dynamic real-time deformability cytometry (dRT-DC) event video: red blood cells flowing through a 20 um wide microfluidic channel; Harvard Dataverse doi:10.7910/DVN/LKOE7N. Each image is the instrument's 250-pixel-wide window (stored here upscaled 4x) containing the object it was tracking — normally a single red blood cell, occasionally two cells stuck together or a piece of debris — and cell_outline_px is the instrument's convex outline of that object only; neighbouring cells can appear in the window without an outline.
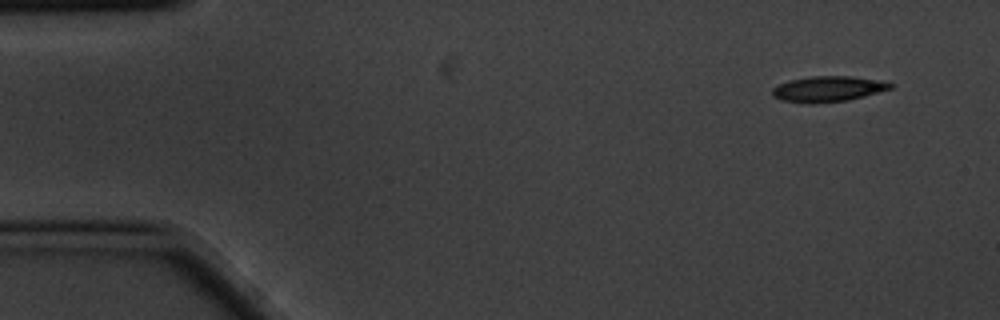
{"species": "common noctule bat (a hibernating species)", "species_latin": "Nyctalus noctula", "temperature_condition": "cold", "stored_images_in_passage": 8, "camera_frame_rate_fps": 3000, "um_per_image_px": 0.085, "animal": {"sex": "male", "body_mass_g": 20.1, "forearm_length_mm": 53.5}, "frame": {"image": 1, "passage_image": 1, "time_ms": 0.0, "image_size_px": [1000, 320], "cell_outline_px": [[892, 88], [864, 96], [848, 100], [812, 104], [808, 104], [780, 100], [772, 96], [772, 88], [788, 80], [812, 76], [852, 76], [888, 80], [892, 84]], "centroid_in_image_um": [70.39, 7.55], "position_along_channel_um": 14.6, "area_um2": 17.92}}
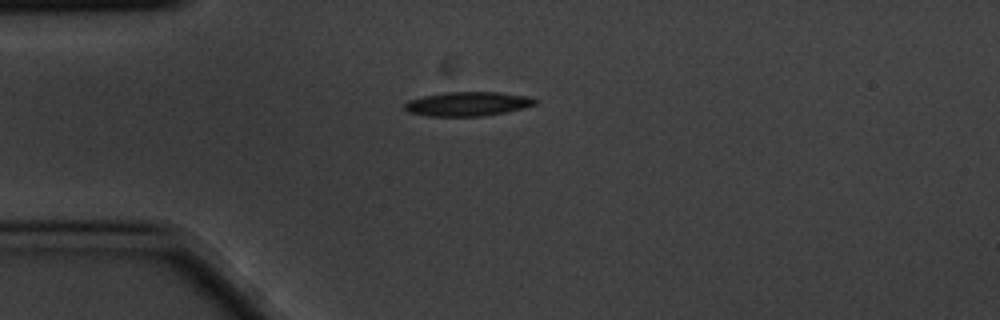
{"frame": {"image": 2, "passage_image": 4, "time_ms": 1.0, "image_size_px": [1000, 320], "cell_outline_px": [[540, 100], [536, 104], [504, 112], [484, 116], [428, 116], [408, 112], [404, 108], [404, 104], [408, 100], [424, 96], [444, 92], [500, 92], [524, 96]], "centroid_in_image_um": [39.72, 8.83], "position_along_channel_um": 45.3, "area_um2": 18.26}}
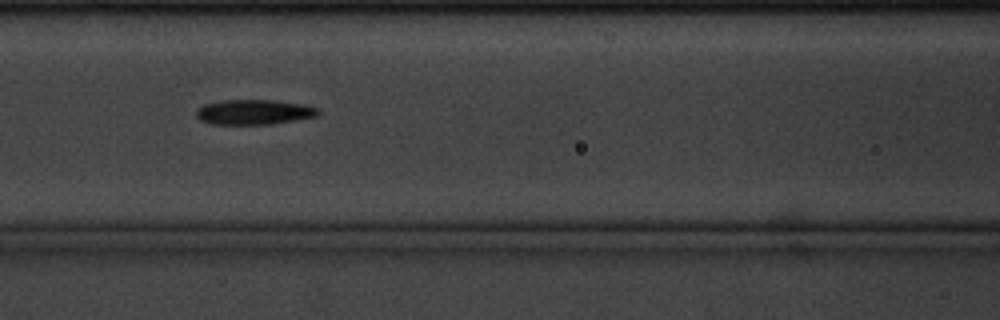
{"frame": {"image": 3, "passage_image": 7, "time_ms": 2.0, "image_size_px": [1000, 320], "cell_outline_px": [[320, 112], [316, 116], [296, 120], [272, 124], [212, 124], [200, 120], [196, 116], [196, 108], [204, 104], [224, 100], [272, 100], [304, 104], [320, 108]], "centroid_in_image_um": [21.59, 9.52], "position_along_channel_um": 145.0, "area_um2": 17.86}}